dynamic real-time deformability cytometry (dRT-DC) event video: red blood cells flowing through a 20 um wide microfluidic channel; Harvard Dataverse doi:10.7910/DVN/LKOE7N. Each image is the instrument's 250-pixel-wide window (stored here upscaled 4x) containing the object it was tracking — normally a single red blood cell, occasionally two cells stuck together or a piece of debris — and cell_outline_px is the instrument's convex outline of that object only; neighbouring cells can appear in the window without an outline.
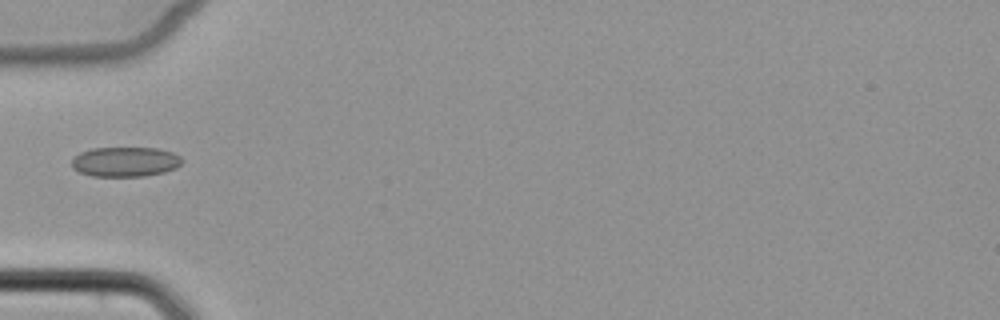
{"species": "common noctule bat (a hibernating species)", "species_latin": "Nyctalus noctula", "temperature_condition": "cold", "stored_images_in_passage": 6, "camera_frame_rate_fps": 3000, "um_per_image_px": 0.085, "animal": {"sex": "female", "body_mass_g": 22.7, "forearm_length_mm": 54.2}, "frame": {"image": 1, "passage_image": 6, "time_ms": 5.667, "image_size_px": [1000, 320], "cell_outline_px": [[184, 160], [176, 168], [164, 172], [144, 176], [92, 176], [80, 172], [72, 168], [72, 160], [80, 152], [92, 148], [156, 148], [172, 152], [180, 156]], "centroid_in_image_um": [10.66, 13.75], "position_along_channel_um": 74.3, "area_um2": 19.13}}